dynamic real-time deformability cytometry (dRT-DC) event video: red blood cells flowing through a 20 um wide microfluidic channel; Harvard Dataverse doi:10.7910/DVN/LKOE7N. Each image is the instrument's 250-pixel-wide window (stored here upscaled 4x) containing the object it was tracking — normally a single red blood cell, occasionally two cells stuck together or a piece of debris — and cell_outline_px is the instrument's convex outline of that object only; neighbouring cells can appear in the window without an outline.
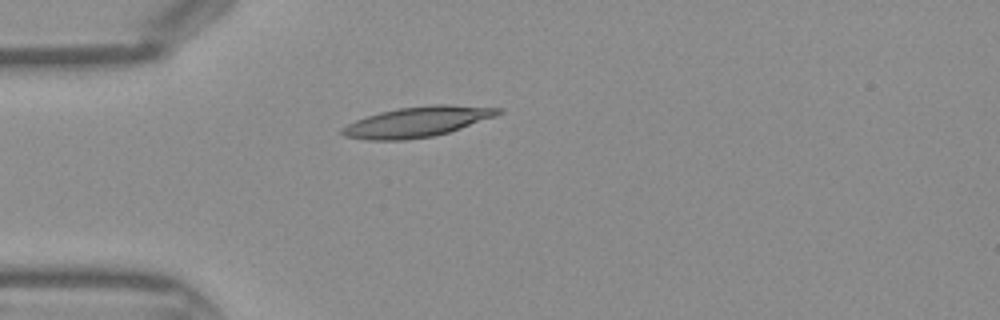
{"species": "Egyptian fruit bat (a non-hibernating species)", "species_latin": "Rousettus aegyptiacus", "temperature_condition": "warm", "stored_images_in_passage": 33, "camera_frame_rate_fps": 3000, "um_per_image_px": 0.085, "frame": {"image": 1, "passage_image": 1, "time_ms": 0.0, "image_size_px": [1000, 320], "cell_outline_px": [[504, 112], [496, 116], [448, 132], [432, 136], [404, 140], [368, 140], [344, 136], [340, 132], [340, 128], [356, 120], [380, 112], [400, 108], [432, 104], [444, 104], [504, 108]], "centroid_in_image_um": [35.48, 10.35], "position_along_channel_um": 49.5, "area_um2": 27.4}}
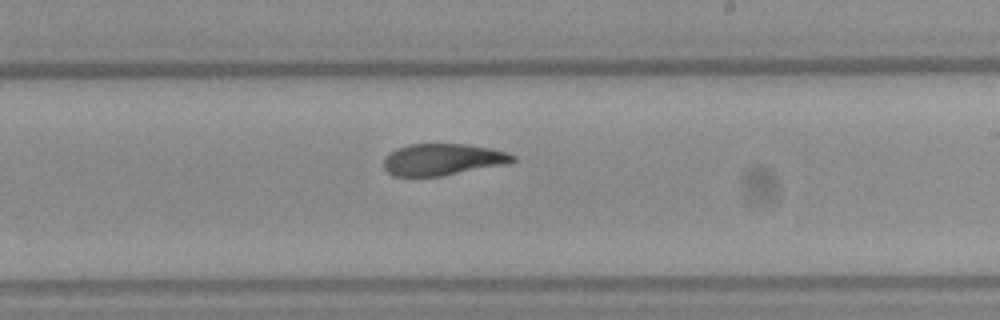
{"frame": {"image": 2, "passage_image": 15, "time_ms": 4.667, "image_size_px": [1000, 320], "cell_outline_px": [[516, 160], [508, 164], [440, 176], [392, 176], [384, 168], [384, 156], [388, 152], [396, 148], [408, 144], [468, 144], [492, 148], [516, 156]], "centroid_in_image_um": [37.61, 13.55], "position_along_channel_um": 251.4, "area_um2": 23.99}}
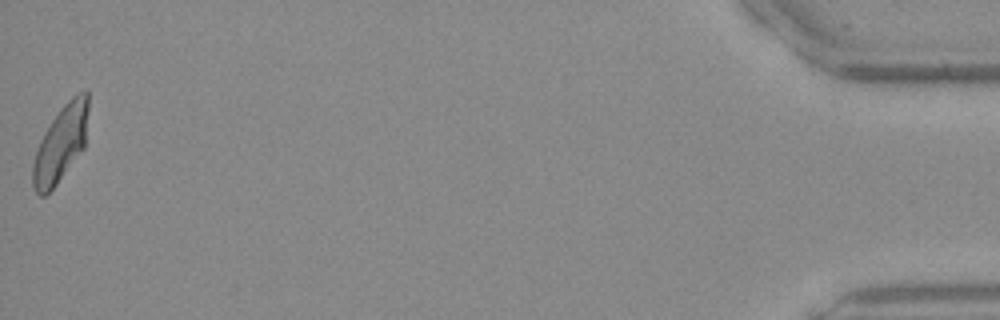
{"frame": {"image": 3, "passage_image": 33, "time_ms": 10.667, "image_size_px": [1000, 320], "cell_outline_px": [[88, 108], [84, 148], [56, 184], [44, 196], [40, 196], [36, 192], [32, 184], [32, 164], [40, 140], [44, 132], [60, 108], [76, 92], [88, 92]], "centroid_in_image_um": [5.15, 12.21], "position_along_channel_um": 430.1, "area_um2": 24.33}}